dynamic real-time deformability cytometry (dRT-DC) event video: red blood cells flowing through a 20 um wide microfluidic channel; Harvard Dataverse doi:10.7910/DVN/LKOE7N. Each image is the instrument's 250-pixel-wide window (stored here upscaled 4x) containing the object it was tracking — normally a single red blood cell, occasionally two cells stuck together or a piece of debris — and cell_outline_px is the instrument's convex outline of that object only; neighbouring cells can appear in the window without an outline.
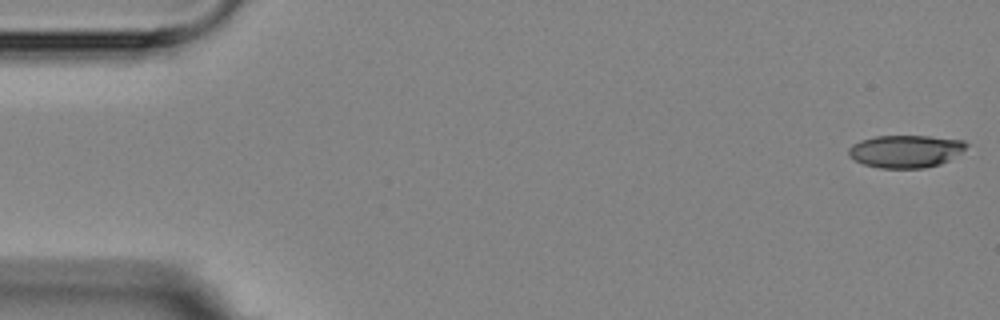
{"species": "Egyptian fruit bat (a non-hibernating species)", "species_latin": "Rousettus aegyptiacus", "temperature_condition": "room temperature", "stored_images_in_passage": 6, "segment_of_instrument_passage": [1, 2], "camera_frame_rate_fps": 3000, "um_per_image_px": 0.085, "animal": {"sex": "female"}, "frame": {"image": 1, "passage_image": 1, "time_ms": 0.0, "image_size_px": [1000, 320], "cell_outline_px": [[968, 144], [960, 152], [948, 160], [940, 164], [924, 168], [880, 168], [864, 164], [848, 156], [848, 148], [852, 144], [860, 140], [876, 136], [928, 136], [964, 140]], "centroid_in_image_um": [76.94, 12.85], "position_along_channel_um": 8.1, "area_um2": 22.25}}
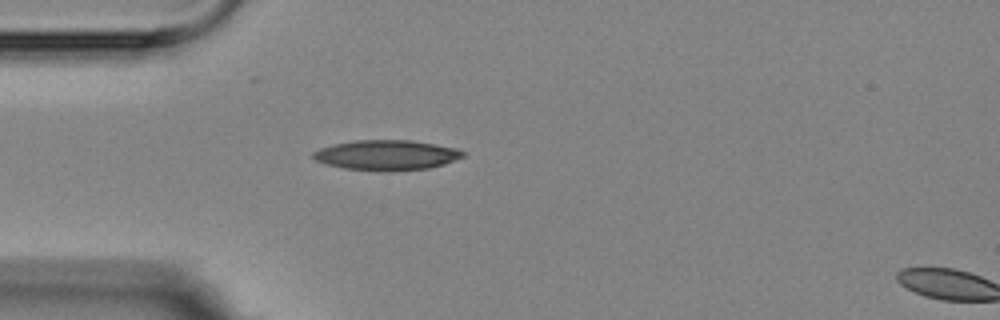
{"frame": {"image": 2, "passage_image": 5, "time_ms": 4.667, "image_size_px": [1000, 320], "cell_outline_px": [[468, 156], [444, 164], [428, 168], [392, 172], [380, 172], [344, 168], [328, 164], [316, 160], [312, 156], [312, 152], [320, 148], [332, 144], [356, 140], [412, 140], [460, 148]], "centroid_in_image_um": [32.92, 13.19], "position_along_channel_um": 52.1, "area_um2": 26.76}}